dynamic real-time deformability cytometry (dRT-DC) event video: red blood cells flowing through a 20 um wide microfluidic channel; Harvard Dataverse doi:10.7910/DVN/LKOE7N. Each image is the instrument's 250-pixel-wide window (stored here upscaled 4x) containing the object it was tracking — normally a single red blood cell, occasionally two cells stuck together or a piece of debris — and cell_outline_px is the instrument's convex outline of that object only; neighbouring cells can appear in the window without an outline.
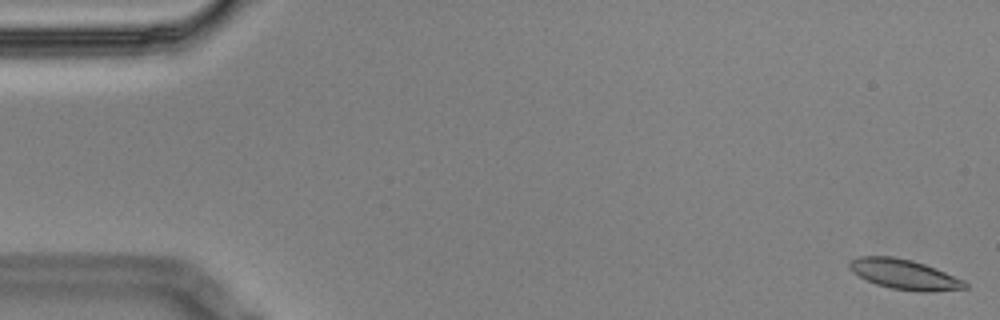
{"species": "Egyptian fruit bat (a non-hibernating species)", "species_latin": "Rousettus aegyptiacus", "temperature_condition": "cold", "stored_images_in_passage": 6, "camera_frame_rate_fps": 3000, "um_per_image_px": 0.085, "animal": {"sex": "male"}, "frame": {"image": 1, "passage_image": 1, "time_ms": 0.0, "image_size_px": [1000, 320], "cell_outline_px": [[968, 288], [932, 292], [916, 292], [892, 288], [876, 284], [852, 272], [848, 268], [848, 260], [860, 256], [892, 256], [912, 260], [936, 268], [964, 280], [968, 284]], "centroid_in_image_um": [76.87, 23.32], "position_along_channel_um": 8.1, "area_um2": 20.35}}
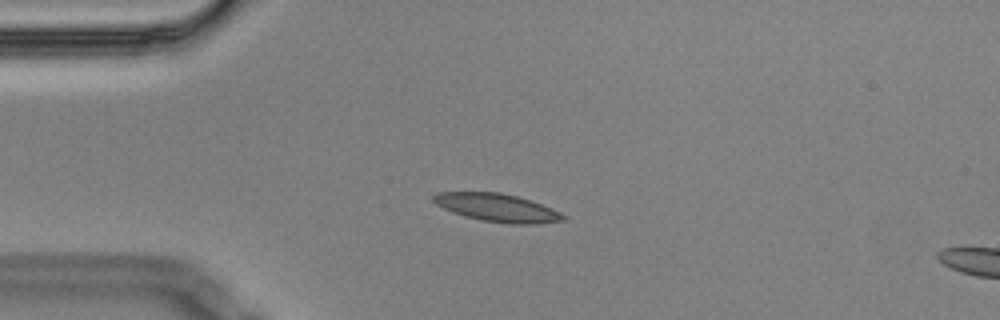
{"frame": {"image": 2, "passage_image": 5, "time_ms": 1.333, "image_size_px": [1000, 320], "cell_outline_px": [[568, 216], [564, 220], [536, 224], [512, 224], [480, 220], [464, 216], [452, 212], [436, 204], [432, 200], [432, 196], [436, 192], [500, 192], [516, 196], [552, 208]], "centroid_in_image_um": [42.25, 17.66], "position_along_channel_um": 42.7, "area_um2": 21.15}}